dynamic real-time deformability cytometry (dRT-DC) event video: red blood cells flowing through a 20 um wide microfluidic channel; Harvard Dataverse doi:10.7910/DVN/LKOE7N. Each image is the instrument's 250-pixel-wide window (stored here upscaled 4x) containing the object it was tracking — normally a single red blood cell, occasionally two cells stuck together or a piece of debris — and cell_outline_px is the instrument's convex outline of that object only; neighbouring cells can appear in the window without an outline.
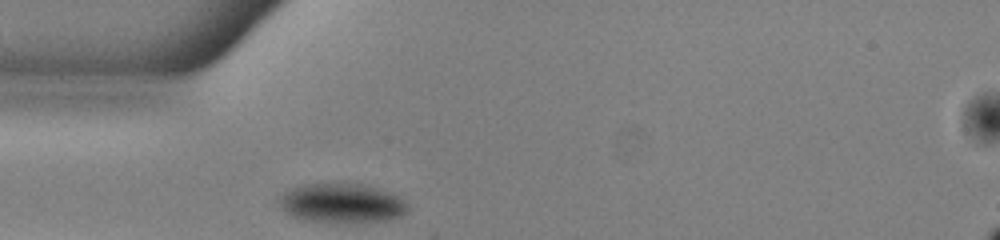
{"species": "common noctule bat (a hibernating species)", "species_latin": "Nyctalus noctula", "temperature_condition": "warm", "stored_images_in_passage": 29, "camera_frame_rate_fps": 3000, "um_per_image_px": 0.085, "animal": {"sex": "male", "body_mass_g": 13.0, "forearm_length_mm": 53.1}, "frame": {"image": 1, "passage_image": 1, "time_ms": 0.0, "image_size_px": [1000, 240], "cell_outline_px": [[408, 212], [404, 216], [388, 220], [356, 224], [332, 224], [300, 220], [284, 212], [280, 208], [276, 200], [284, 192], [292, 188], [304, 184], [364, 184], [392, 192], [400, 196], [404, 200], [408, 208]], "centroid_in_image_um": [29.06, 17.32], "position_along_channel_um": 55.9, "area_um2": 30.75}}
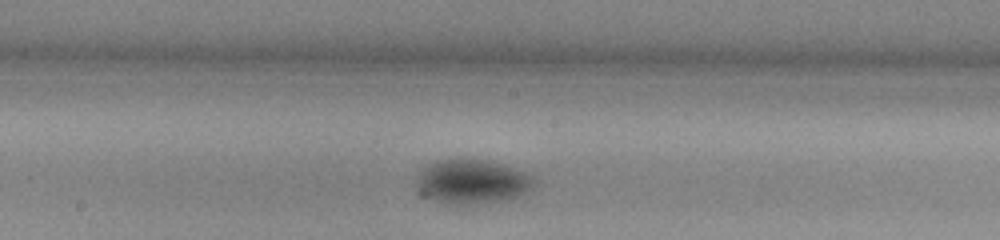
{"frame": {"image": 2, "passage_image": 13, "time_ms": 4.0, "image_size_px": [1000, 240], "cell_outline_px": [[536, 180], [532, 188], [528, 192], [504, 200], [468, 204], [444, 204], [428, 196], [416, 184], [416, 176], [420, 168], [436, 160], [484, 160], [512, 168], [524, 172], [532, 176]], "centroid_in_image_um": [40.11, 15.44], "position_along_channel_um": 208.1, "area_um2": 29.77}}
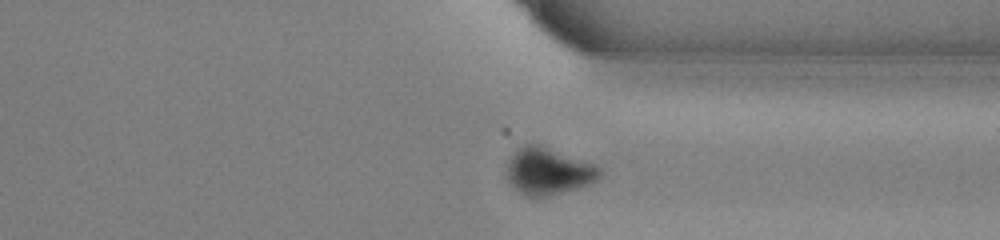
{"frame": {"image": 3, "passage_image": 25, "time_ms": 8.0, "image_size_px": [1000, 240], "cell_outline_px": [[600, 176], [596, 180], [588, 184], [576, 188], [548, 196], [524, 196], [508, 180], [508, 160], [524, 144], [540, 144], [592, 164], [600, 168]], "centroid_in_image_um": [46.59, 14.55], "position_along_channel_um": 364.8, "area_um2": 24.68}, "authors_computed_cell_mechanics": {"area_um2": 29.0734, "velocity_mm_per_s": 3.9304, "shape_relaxation_time_tau1_ms": 1.9512, "shape_relaxation_time_tau2_ms": null, "deformation_change_tau1": 0.0845, "deformation_change_tau2": null}}